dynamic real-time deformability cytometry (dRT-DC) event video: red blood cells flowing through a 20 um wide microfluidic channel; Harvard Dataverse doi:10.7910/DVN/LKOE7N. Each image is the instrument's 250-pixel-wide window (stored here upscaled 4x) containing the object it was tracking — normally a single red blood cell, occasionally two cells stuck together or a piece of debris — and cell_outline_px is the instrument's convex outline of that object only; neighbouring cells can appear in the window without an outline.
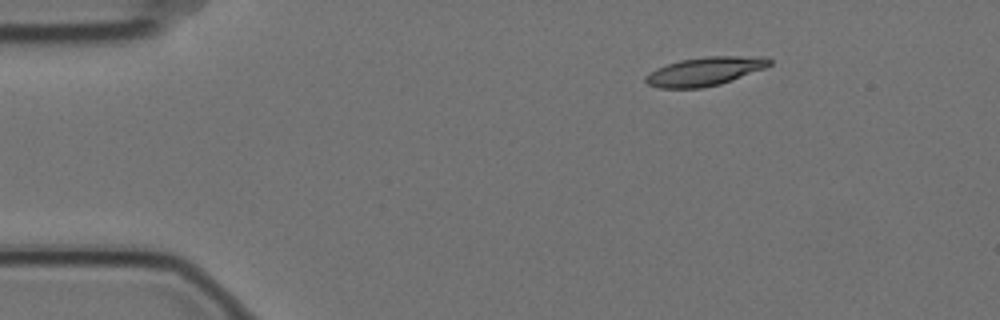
{"species": "Egyptian fruit bat (a non-hibernating species)", "species_latin": "Rousettus aegyptiacus", "temperature_condition": "cold", "stored_images_in_passage": 5, "camera_frame_rate_fps": 3000, "um_per_image_px": 0.085, "animal": {"sex": "female"}, "frame": {"image": 1, "passage_image": 1, "time_ms": 0.0, "image_size_px": [1000, 320], "cell_outline_px": [[772, 64], [764, 68], [720, 84], [700, 88], [660, 88], [648, 84], [644, 80], [644, 76], [656, 68], [680, 60], [708, 56], [768, 56], [772, 60]], "centroid_in_image_um": [59.92, 6.05], "position_along_channel_um": 25.1, "area_um2": 20.63}}
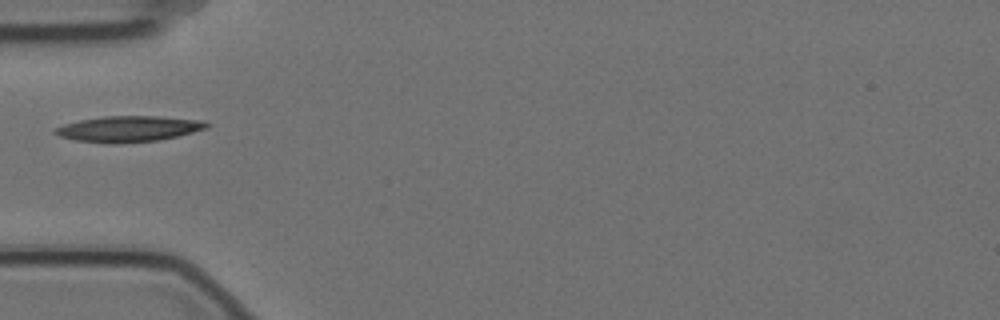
{"frame": {"image": 2, "passage_image": 4, "time_ms": 1.0, "image_size_px": [1000, 320], "cell_outline_px": [[212, 124], [208, 128], [160, 140], [116, 144], [112, 144], [76, 140], [60, 136], [52, 132], [56, 128], [64, 124], [80, 120], [104, 116], [160, 116], [208, 120]], "centroid_in_image_um": [11.0, 10.95], "position_along_channel_um": 74.0, "area_um2": 23.06}}